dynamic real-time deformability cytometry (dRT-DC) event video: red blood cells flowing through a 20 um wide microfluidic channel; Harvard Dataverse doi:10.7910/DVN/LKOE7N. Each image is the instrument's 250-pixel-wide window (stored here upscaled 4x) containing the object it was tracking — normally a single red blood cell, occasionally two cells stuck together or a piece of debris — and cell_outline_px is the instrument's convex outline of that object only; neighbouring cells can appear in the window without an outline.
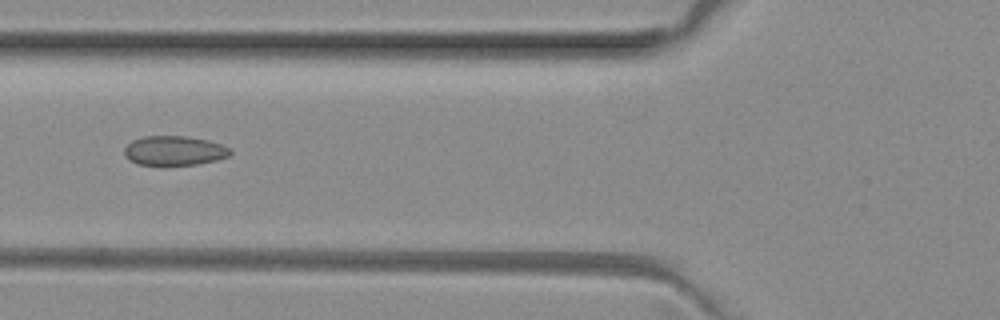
{"species": "common noctule bat (a hibernating species)", "species_latin": "Nyctalus noctula", "temperature_condition": "room temperature", "stored_images_in_passage": 3, "camera_frame_rate_fps": 3000, "um_per_image_px": 0.085, "animal": {"sex": "female", "body_mass_g": 29.2, "forearm_length_mm": 56.3}, "frame": {"image": 1, "passage_image": 3, "time_ms": 0.667, "image_size_px": [1000, 320], "cell_outline_px": [[232, 152], [228, 156], [216, 160], [200, 164], [164, 168], [136, 164], [128, 160], [124, 156], [124, 148], [132, 140], [144, 136], [188, 136], [208, 140], [224, 144], [232, 148]], "centroid_in_image_um": [14.8, 12.85], "position_along_channel_um": 111.0, "area_um2": 19.25}}